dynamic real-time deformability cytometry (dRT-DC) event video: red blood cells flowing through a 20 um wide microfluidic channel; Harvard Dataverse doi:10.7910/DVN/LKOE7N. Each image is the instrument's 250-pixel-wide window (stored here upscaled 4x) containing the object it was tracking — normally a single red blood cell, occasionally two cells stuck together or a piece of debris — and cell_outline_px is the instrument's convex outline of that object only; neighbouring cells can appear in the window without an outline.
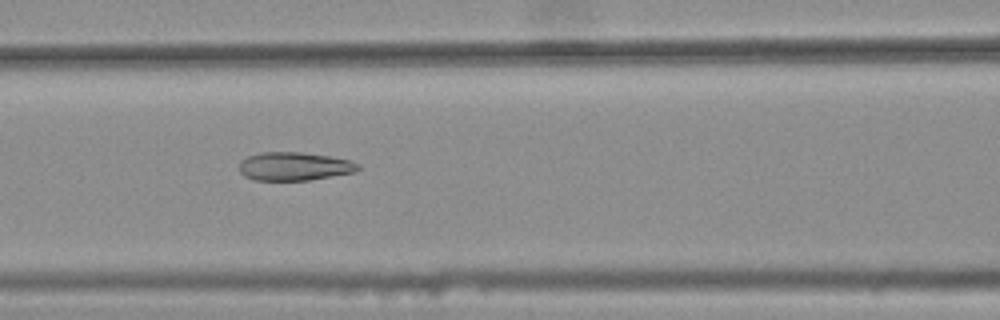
{"species": "common noctule bat (a hibernating species)", "species_latin": "Nyctalus noctula", "temperature_condition": "warm", "stored_images_in_passage": 47, "camera_frame_rate_fps": 3000, "um_per_image_px": 0.085, "animal": {"sex": "female", "body_mass_g": 25.1}, "frame": {"image": 1, "passage_image": 23, "time_ms": 7.333, "image_size_px": [1000, 320], "cell_outline_px": [[360, 168], [356, 172], [308, 180], [252, 180], [244, 176], [240, 172], [240, 160], [248, 156], [264, 152], [300, 152], [332, 156], [348, 160], [360, 164]], "centroid_in_image_um": [25.02, 14.14], "position_along_channel_um": 141.6, "area_um2": 19.71}}
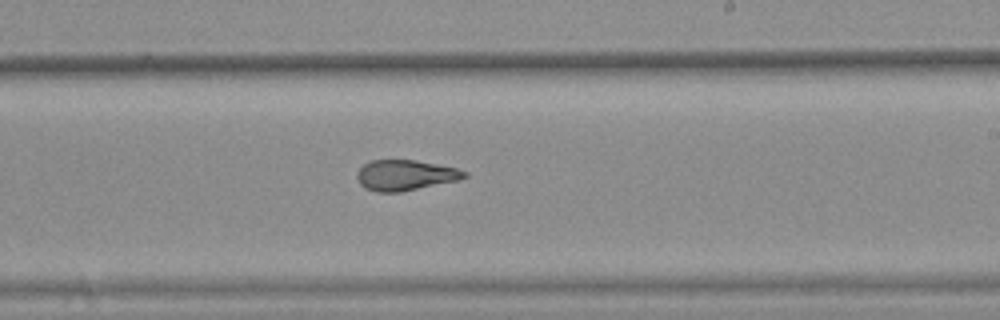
{"frame": {"image": 2, "passage_image": 32, "time_ms": 10.333, "image_size_px": [1000, 320], "cell_outline_px": [[468, 176], [460, 180], [400, 192], [376, 192], [364, 188], [360, 184], [356, 176], [360, 168], [364, 164], [372, 160], [416, 160], [456, 168], [468, 172]], "centroid_in_image_um": [34.46, 14.9], "position_along_channel_um": 254.5, "area_um2": 19.13}}
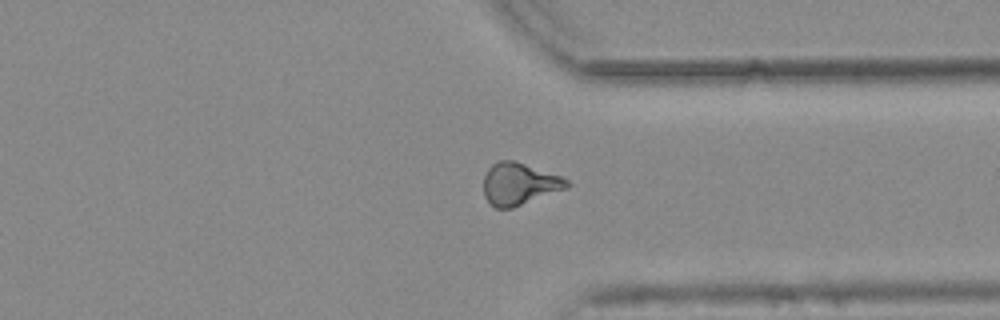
{"frame": {"image": 3, "passage_image": 41, "time_ms": 13.333, "image_size_px": [1000, 320], "cell_outline_px": [[572, 184], [568, 188], [512, 208], [496, 208], [488, 204], [484, 196], [484, 176], [488, 168], [492, 164], [500, 160], [512, 160], [560, 176], [568, 180]], "centroid_in_image_um": [44.12, 15.65], "position_along_channel_um": 367.3, "area_um2": 20.4}, "authors_computed_cell_mechanics": {"area_um2": 20.1722, "velocity_mm_per_s": 3.7791, "shape_relaxation_time_tau1_ms": null, "shape_relaxation_time_tau2_ms": 1.5871, "deformation_change_tau1": null, "deformation_change_tau2": 0.0973}}